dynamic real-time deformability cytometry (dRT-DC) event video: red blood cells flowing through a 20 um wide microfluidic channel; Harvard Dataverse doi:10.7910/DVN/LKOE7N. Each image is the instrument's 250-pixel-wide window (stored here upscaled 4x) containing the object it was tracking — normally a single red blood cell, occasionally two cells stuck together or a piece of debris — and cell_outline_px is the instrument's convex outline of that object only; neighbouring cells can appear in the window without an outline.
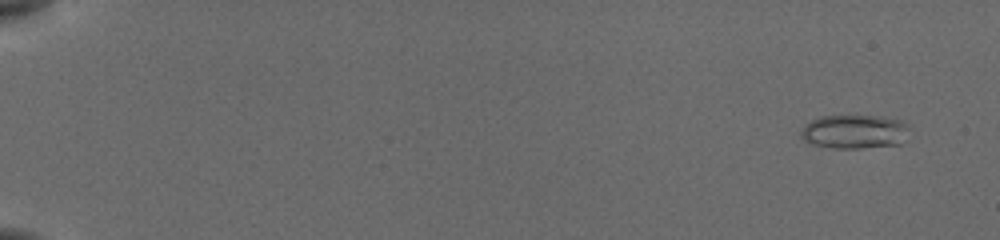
{"species": "common noctule bat (a hibernating species)", "species_latin": "Nyctalus noctula", "temperature_condition": "cold", "stored_images_in_passage": 43, "camera_frame_rate_fps": 3000, "um_per_image_px": 0.085, "animal": {"sex": "female", "body_mass_g": 19.5, "forearm_length_mm": 54.1}, "frame": {"image": 1, "passage_image": 7, "time_ms": 1.0, "image_size_px": [1000, 240], "cell_outline_px": [[908, 128], [900, 144], [860, 148], [832, 148], [812, 144], [804, 140], [800, 136], [800, 132], [812, 120], [820, 116], [880, 116], [900, 120], [908, 124]], "centroid_in_image_um": [72.61, 11.19], "position_along_channel_um": 12.4, "area_um2": 21.15}}
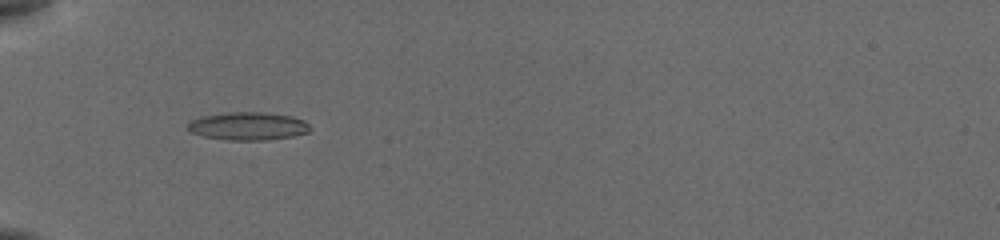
{"frame": {"image": 2, "passage_image": 42, "time_ms": 6.667, "image_size_px": [1000, 240], "cell_outline_px": [[312, 128], [308, 132], [292, 136], [264, 140], [228, 140], [204, 136], [192, 132], [184, 128], [192, 120], [200, 116], [228, 112], [264, 112], [292, 116], [304, 120]], "centroid_in_image_um": [21.07, 10.71], "position_along_channel_um": 63.9, "area_um2": 20.0}}